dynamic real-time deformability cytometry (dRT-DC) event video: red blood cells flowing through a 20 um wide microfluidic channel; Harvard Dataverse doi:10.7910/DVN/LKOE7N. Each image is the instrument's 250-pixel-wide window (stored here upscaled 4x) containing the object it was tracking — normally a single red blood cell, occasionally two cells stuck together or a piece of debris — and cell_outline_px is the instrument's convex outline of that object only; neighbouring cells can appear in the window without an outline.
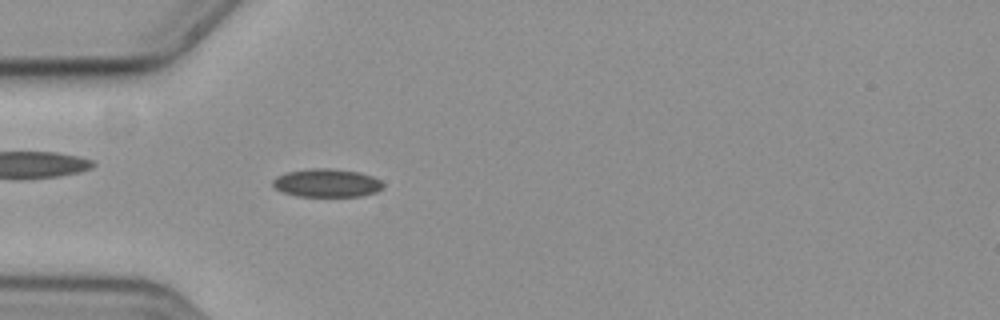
{"species": "common noctule bat (a hibernating species)", "species_latin": "Nyctalus noctula", "temperature_condition": "cold", "stored_images_in_passage": 57, "camera_frame_rate_fps": 3000, "um_per_image_px": 0.085, "animal": {"sex": "female", "body_mass_g": 19.3, "forearm_length_mm": 54.1}, "frame": {"image": 1, "passage_image": 17, "time_ms": 5.333, "image_size_px": [1000, 320], "cell_outline_px": [[384, 188], [376, 192], [360, 196], [296, 196], [284, 192], [276, 188], [272, 184], [272, 180], [276, 176], [288, 172], [312, 168], [328, 168], [360, 172], [372, 176], [380, 180], [384, 184]], "centroid_in_image_um": [27.8, 15.55], "position_along_channel_um": 57.2, "area_um2": 18.15}}
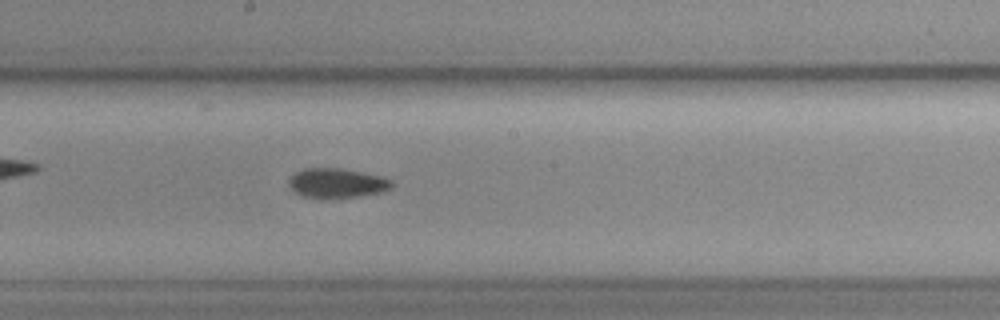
{"frame": {"image": 2, "passage_image": 31, "time_ms": 10.0, "image_size_px": [1000, 320], "cell_outline_px": [[396, 184], [392, 188], [380, 192], [360, 196], [332, 200], [320, 200], [304, 196], [296, 192], [288, 184], [288, 180], [296, 172], [304, 168], [340, 168], [380, 176], [392, 180]], "centroid_in_image_um": [28.65, 15.6], "position_along_channel_um": 219.6, "area_um2": 18.15}}
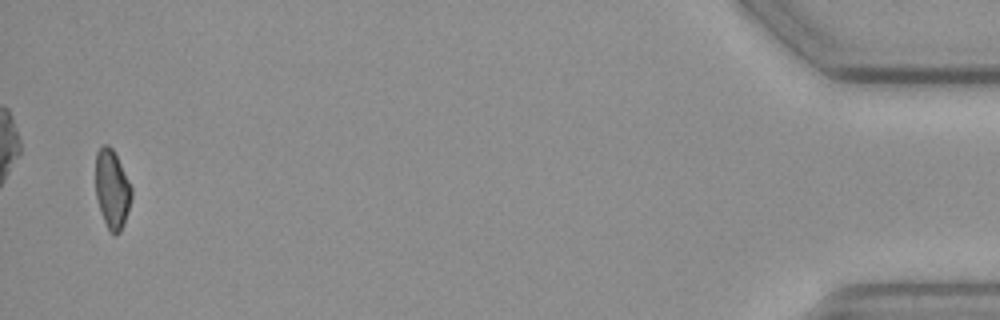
{"frame": {"image": 3, "passage_image": 56, "time_ms": 18.333, "image_size_px": [1000, 320], "cell_outline_px": [[132, 196], [124, 224], [120, 232], [116, 236], [108, 232], [100, 212], [96, 196], [96, 152], [104, 144], [108, 144], [112, 148], [132, 188]], "centroid_in_image_um": [9.52, 16.14], "position_along_channel_um": 425.7, "area_um2": 16.53}, "authors_computed_cell_mechanics": {"area_um2": 17.8024, "velocity_mm_per_s": 3.5872, "shape_relaxation_time_tau1_ms": null, "shape_relaxation_time_tau2_ms": 3.8863, "deformation_change_tau1": null, "deformation_change_tau2": 0.0936}}